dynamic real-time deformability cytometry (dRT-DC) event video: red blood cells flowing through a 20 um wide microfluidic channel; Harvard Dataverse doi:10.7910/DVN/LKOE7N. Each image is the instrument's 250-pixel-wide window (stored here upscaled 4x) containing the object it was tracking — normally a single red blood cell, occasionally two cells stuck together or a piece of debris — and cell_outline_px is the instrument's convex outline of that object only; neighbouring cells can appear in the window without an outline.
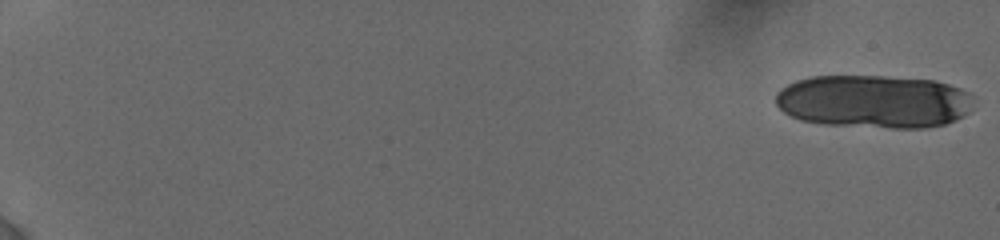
{"species": "human", "species_latin": "Homo sapiens", "temperature_condition": "cold", "stored_images_in_passage": 40, "camera_frame_rate_fps": 3000, "um_per_image_px": 0.085, "donor": {"sex": "female"}, "frame": {"image": 1, "passage_image": 1, "time_ms": 0.0, "image_size_px": [1000, 240], "cell_outline_px": [[972, 96], [968, 112], [956, 120], [944, 124], [924, 128], [892, 128], [824, 124], [800, 120], [784, 112], [776, 104], [776, 92], [780, 88], [796, 80], [812, 76], [884, 76], [936, 80], [960, 88], [968, 92]], "centroid_in_image_um": [74.25, 8.62], "position_along_channel_um": 10.7, "area_um2": 61.5}}
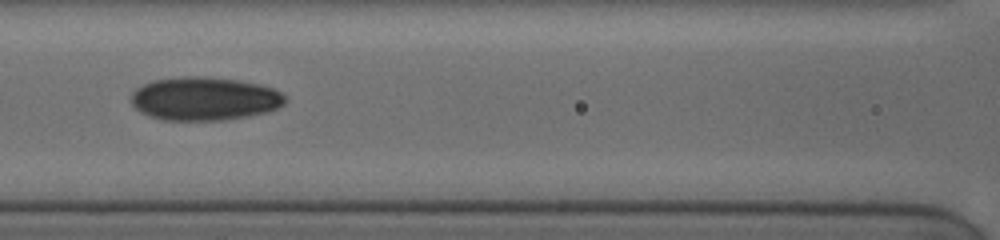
{"frame": {"image": 2, "passage_image": 26, "time_ms": 9.667, "image_size_px": [1000, 240], "cell_outline_px": [[288, 100], [284, 104], [268, 112], [248, 116], [224, 120], [160, 120], [148, 116], [140, 112], [132, 104], [132, 92], [136, 88], [144, 84], [156, 80], [184, 76], [204, 76], [240, 80], [260, 84], [272, 88], [288, 96]], "centroid_in_image_um": [17.41, 8.39], "position_along_channel_um": 149.2, "area_um2": 39.25}}
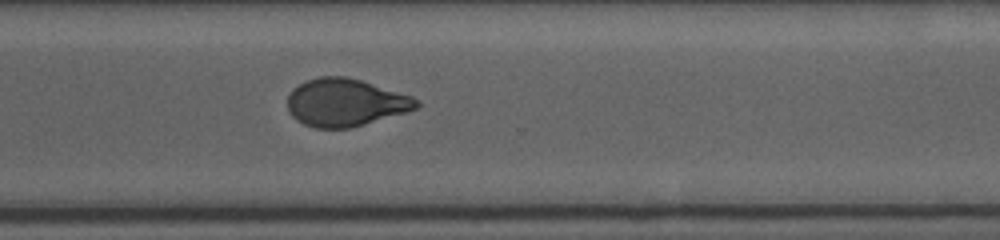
{"frame": {"image": 3, "passage_image": 40, "time_ms": 14.667, "image_size_px": [1000, 240], "cell_outline_px": [[420, 104], [416, 108], [404, 112], [348, 128], [316, 128], [304, 124], [296, 120], [292, 116], [288, 108], [288, 96], [292, 88], [308, 80], [320, 76], [344, 76], [360, 80], [412, 96], [420, 100]], "centroid_in_image_um": [29.33, 8.7], "position_along_channel_um": 341.3, "area_um2": 35.32}}